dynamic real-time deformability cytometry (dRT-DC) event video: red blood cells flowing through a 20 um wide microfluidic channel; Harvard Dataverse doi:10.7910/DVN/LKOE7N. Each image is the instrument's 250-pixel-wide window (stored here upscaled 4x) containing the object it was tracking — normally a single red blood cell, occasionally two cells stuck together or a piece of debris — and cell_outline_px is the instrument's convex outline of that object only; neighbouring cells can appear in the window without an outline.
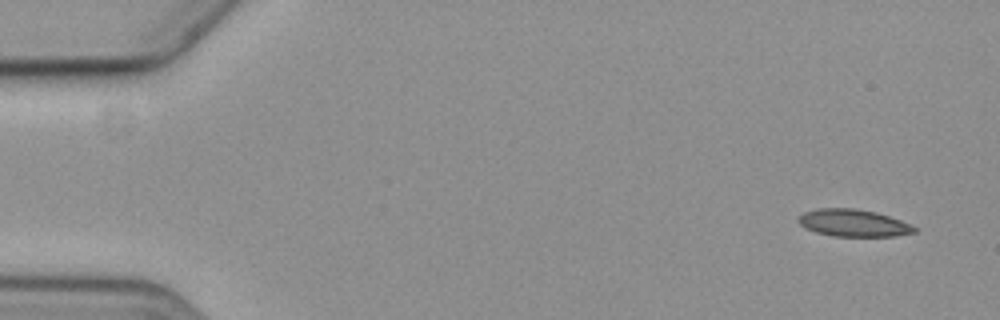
{"species": "common noctule bat (a hibernating species)", "species_latin": "Nyctalus noctula", "temperature_condition": "cold", "stored_images_in_passage": 5, "camera_frame_rate_fps": 3000, "um_per_image_px": 0.085, "animal": {"sex": "female", "body_mass_g": 19.3, "forearm_length_mm": 54.1}, "frame": {"image": 1, "passage_image": 1, "time_ms": 0.0, "image_size_px": [1000, 320], "cell_outline_px": [[916, 232], [896, 236], [832, 236], [816, 232], [804, 228], [796, 220], [804, 212], [816, 208], [852, 208], [876, 212], [900, 220], [916, 228]], "centroid_in_image_um": [72.49, 18.95], "position_along_channel_um": 12.5, "area_um2": 18.32}}
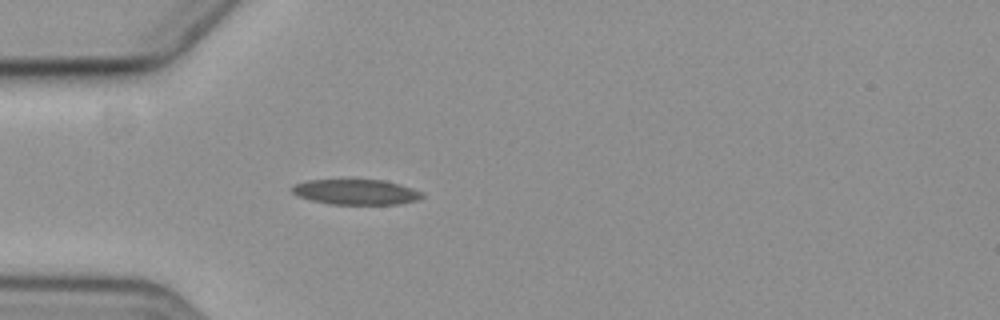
{"frame": {"image": 2, "passage_image": 5, "time_ms": 4.667, "image_size_px": [1000, 320], "cell_outline_px": [[424, 196], [416, 200], [400, 204], [332, 204], [312, 200], [300, 196], [292, 192], [292, 184], [308, 180], [384, 180], [400, 184], [412, 188], [420, 192]], "centroid_in_image_um": [30.26, 16.31], "position_along_channel_um": 54.7, "area_um2": 18.96}}